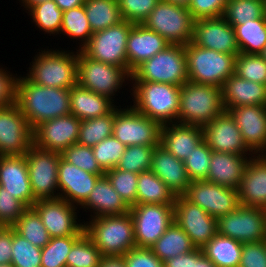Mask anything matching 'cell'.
Masks as SVG:
<instances>
[{
	"mask_svg": "<svg viewBox=\"0 0 266 267\" xmlns=\"http://www.w3.org/2000/svg\"><path fill=\"white\" fill-rule=\"evenodd\" d=\"M16 103L32 129L44 121L71 114L69 89L41 86L26 75L17 79Z\"/></svg>",
	"mask_w": 266,
	"mask_h": 267,
	"instance_id": "6da1fadb",
	"label": "cell"
},
{
	"mask_svg": "<svg viewBox=\"0 0 266 267\" xmlns=\"http://www.w3.org/2000/svg\"><path fill=\"white\" fill-rule=\"evenodd\" d=\"M132 107L161 125L177 123L181 86L158 82H131Z\"/></svg>",
	"mask_w": 266,
	"mask_h": 267,
	"instance_id": "7a4b0ae2",
	"label": "cell"
},
{
	"mask_svg": "<svg viewBox=\"0 0 266 267\" xmlns=\"http://www.w3.org/2000/svg\"><path fill=\"white\" fill-rule=\"evenodd\" d=\"M84 229L102 256H123L137 247L130 213L92 218L84 221Z\"/></svg>",
	"mask_w": 266,
	"mask_h": 267,
	"instance_id": "3957f363",
	"label": "cell"
},
{
	"mask_svg": "<svg viewBox=\"0 0 266 267\" xmlns=\"http://www.w3.org/2000/svg\"><path fill=\"white\" fill-rule=\"evenodd\" d=\"M71 51L41 50L34 56L29 70H26L29 71L27 77L45 87L70 89L77 85V51Z\"/></svg>",
	"mask_w": 266,
	"mask_h": 267,
	"instance_id": "277c9868",
	"label": "cell"
},
{
	"mask_svg": "<svg viewBox=\"0 0 266 267\" xmlns=\"http://www.w3.org/2000/svg\"><path fill=\"white\" fill-rule=\"evenodd\" d=\"M224 111L221 87L189 80L181 86L177 123L203 127Z\"/></svg>",
	"mask_w": 266,
	"mask_h": 267,
	"instance_id": "5b68a950",
	"label": "cell"
},
{
	"mask_svg": "<svg viewBox=\"0 0 266 267\" xmlns=\"http://www.w3.org/2000/svg\"><path fill=\"white\" fill-rule=\"evenodd\" d=\"M185 55L189 81L222 87L234 74V54L217 52L190 42L185 45Z\"/></svg>",
	"mask_w": 266,
	"mask_h": 267,
	"instance_id": "8992f818",
	"label": "cell"
},
{
	"mask_svg": "<svg viewBox=\"0 0 266 267\" xmlns=\"http://www.w3.org/2000/svg\"><path fill=\"white\" fill-rule=\"evenodd\" d=\"M189 80L185 45H168L139 65L131 75V82H158L182 86Z\"/></svg>",
	"mask_w": 266,
	"mask_h": 267,
	"instance_id": "52a82bcc",
	"label": "cell"
},
{
	"mask_svg": "<svg viewBox=\"0 0 266 267\" xmlns=\"http://www.w3.org/2000/svg\"><path fill=\"white\" fill-rule=\"evenodd\" d=\"M76 50L77 84L115 102L114 96L125 83H130L131 74L125 68L93 60L78 48Z\"/></svg>",
	"mask_w": 266,
	"mask_h": 267,
	"instance_id": "ba28073f",
	"label": "cell"
},
{
	"mask_svg": "<svg viewBox=\"0 0 266 267\" xmlns=\"http://www.w3.org/2000/svg\"><path fill=\"white\" fill-rule=\"evenodd\" d=\"M195 19L187 7L160 0L143 24L165 38L170 45L192 41Z\"/></svg>",
	"mask_w": 266,
	"mask_h": 267,
	"instance_id": "9c48e42d",
	"label": "cell"
},
{
	"mask_svg": "<svg viewBox=\"0 0 266 267\" xmlns=\"http://www.w3.org/2000/svg\"><path fill=\"white\" fill-rule=\"evenodd\" d=\"M161 126L158 121L142 115L131 105L123 109L120 105L114 108L112 135L126 147L159 145Z\"/></svg>",
	"mask_w": 266,
	"mask_h": 267,
	"instance_id": "30bf717a",
	"label": "cell"
},
{
	"mask_svg": "<svg viewBox=\"0 0 266 267\" xmlns=\"http://www.w3.org/2000/svg\"><path fill=\"white\" fill-rule=\"evenodd\" d=\"M133 25L123 20L107 29L94 32L81 51L93 60L125 68L128 71L126 44Z\"/></svg>",
	"mask_w": 266,
	"mask_h": 267,
	"instance_id": "8fae6325",
	"label": "cell"
},
{
	"mask_svg": "<svg viewBox=\"0 0 266 267\" xmlns=\"http://www.w3.org/2000/svg\"><path fill=\"white\" fill-rule=\"evenodd\" d=\"M217 233L241 243L266 240V209L239 206L217 219Z\"/></svg>",
	"mask_w": 266,
	"mask_h": 267,
	"instance_id": "7c38bea8",
	"label": "cell"
},
{
	"mask_svg": "<svg viewBox=\"0 0 266 267\" xmlns=\"http://www.w3.org/2000/svg\"><path fill=\"white\" fill-rule=\"evenodd\" d=\"M60 157L61 153L45 151L34 145L25 153L31 190L36 200L59 198Z\"/></svg>",
	"mask_w": 266,
	"mask_h": 267,
	"instance_id": "4fadbf2b",
	"label": "cell"
},
{
	"mask_svg": "<svg viewBox=\"0 0 266 267\" xmlns=\"http://www.w3.org/2000/svg\"><path fill=\"white\" fill-rule=\"evenodd\" d=\"M129 213L139 248H150L174 221V205L136 204L130 207Z\"/></svg>",
	"mask_w": 266,
	"mask_h": 267,
	"instance_id": "5bb4252c",
	"label": "cell"
},
{
	"mask_svg": "<svg viewBox=\"0 0 266 267\" xmlns=\"http://www.w3.org/2000/svg\"><path fill=\"white\" fill-rule=\"evenodd\" d=\"M32 207L51 238L81 236L85 232L84 222L77 217L79 207L62 198L37 200Z\"/></svg>",
	"mask_w": 266,
	"mask_h": 267,
	"instance_id": "9a60e30c",
	"label": "cell"
},
{
	"mask_svg": "<svg viewBox=\"0 0 266 267\" xmlns=\"http://www.w3.org/2000/svg\"><path fill=\"white\" fill-rule=\"evenodd\" d=\"M33 146V129L17 103L0 108V156H22Z\"/></svg>",
	"mask_w": 266,
	"mask_h": 267,
	"instance_id": "2e32d148",
	"label": "cell"
},
{
	"mask_svg": "<svg viewBox=\"0 0 266 267\" xmlns=\"http://www.w3.org/2000/svg\"><path fill=\"white\" fill-rule=\"evenodd\" d=\"M183 196L188 201L200 206L215 219L232 212L240 206L236 189L205 180L192 181Z\"/></svg>",
	"mask_w": 266,
	"mask_h": 267,
	"instance_id": "e0dca14e",
	"label": "cell"
},
{
	"mask_svg": "<svg viewBox=\"0 0 266 267\" xmlns=\"http://www.w3.org/2000/svg\"><path fill=\"white\" fill-rule=\"evenodd\" d=\"M174 221L196 248L201 249L217 234V219L184 196L175 198Z\"/></svg>",
	"mask_w": 266,
	"mask_h": 267,
	"instance_id": "ac0fdd59",
	"label": "cell"
},
{
	"mask_svg": "<svg viewBox=\"0 0 266 267\" xmlns=\"http://www.w3.org/2000/svg\"><path fill=\"white\" fill-rule=\"evenodd\" d=\"M81 120L69 114L42 122L33 129V145L45 151L62 153L78 142Z\"/></svg>",
	"mask_w": 266,
	"mask_h": 267,
	"instance_id": "d6986e66",
	"label": "cell"
},
{
	"mask_svg": "<svg viewBox=\"0 0 266 267\" xmlns=\"http://www.w3.org/2000/svg\"><path fill=\"white\" fill-rule=\"evenodd\" d=\"M202 128L204 141L212 151L254 156L246 146L240 129L228 111L216 116Z\"/></svg>",
	"mask_w": 266,
	"mask_h": 267,
	"instance_id": "ffe728a7",
	"label": "cell"
},
{
	"mask_svg": "<svg viewBox=\"0 0 266 267\" xmlns=\"http://www.w3.org/2000/svg\"><path fill=\"white\" fill-rule=\"evenodd\" d=\"M191 42L225 54L240 53L234 28L223 17L195 20Z\"/></svg>",
	"mask_w": 266,
	"mask_h": 267,
	"instance_id": "44dd1931",
	"label": "cell"
},
{
	"mask_svg": "<svg viewBox=\"0 0 266 267\" xmlns=\"http://www.w3.org/2000/svg\"><path fill=\"white\" fill-rule=\"evenodd\" d=\"M228 112L240 129L248 149L254 155H264L266 153V106H238L230 108Z\"/></svg>",
	"mask_w": 266,
	"mask_h": 267,
	"instance_id": "7402d4cb",
	"label": "cell"
},
{
	"mask_svg": "<svg viewBox=\"0 0 266 267\" xmlns=\"http://www.w3.org/2000/svg\"><path fill=\"white\" fill-rule=\"evenodd\" d=\"M60 157L58 166L59 198L80 207L89 197L96 181L100 178Z\"/></svg>",
	"mask_w": 266,
	"mask_h": 267,
	"instance_id": "603a6c76",
	"label": "cell"
},
{
	"mask_svg": "<svg viewBox=\"0 0 266 267\" xmlns=\"http://www.w3.org/2000/svg\"><path fill=\"white\" fill-rule=\"evenodd\" d=\"M0 186L27 207H32L37 201L31 190L25 155L0 156Z\"/></svg>",
	"mask_w": 266,
	"mask_h": 267,
	"instance_id": "cb8c5ba5",
	"label": "cell"
},
{
	"mask_svg": "<svg viewBox=\"0 0 266 267\" xmlns=\"http://www.w3.org/2000/svg\"><path fill=\"white\" fill-rule=\"evenodd\" d=\"M170 45L164 37L148 29L144 24H134L126 44L128 72H132L144 61L163 51Z\"/></svg>",
	"mask_w": 266,
	"mask_h": 267,
	"instance_id": "d4e9b609",
	"label": "cell"
},
{
	"mask_svg": "<svg viewBox=\"0 0 266 267\" xmlns=\"http://www.w3.org/2000/svg\"><path fill=\"white\" fill-rule=\"evenodd\" d=\"M150 170L167 185L175 197L183 196L192 182L184 161L177 159L160 144L153 151Z\"/></svg>",
	"mask_w": 266,
	"mask_h": 267,
	"instance_id": "484cf974",
	"label": "cell"
},
{
	"mask_svg": "<svg viewBox=\"0 0 266 267\" xmlns=\"http://www.w3.org/2000/svg\"><path fill=\"white\" fill-rule=\"evenodd\" d=\"M240 205L266 209V157L254 155L237 188Z\"/></svg>",
	"mask_w": 266,
	"mask_h": 267,
	"instance_id": "4316f807",
	"label": "cell"
},
{
	"mask_svg": "<svg viewBox=\"0 0 266 267\" xmlns=\"http://www.w3.org/2000/svg\"><path fill=\"white\" fill-rule=\"evenodd\" d=\"M204 140L203 128L196 125L168 123L161 126L160 145L184 161Z\"/></svg>",
	"mask_w": 266,
	"mask_h": 267,
	"instance_id": "83f0119b",
	"label": "cell"
},
{
	"mask_svg": "<svg viewBox=\"0 0 266 267\" xmlns=\"http://www.w3.org/2000/svg\"><path fill=\"white\" fill-rule=\"evenodd\" d=\"M250 159L247 155L212 151L205 181L237 190Z\"/></svg>",
	"mask_w": 266,
	"mask_h": 267,
	"instance_id": "f1b7e54d",
	"label": "cell"
},
{
	"mask_svg": "<svg viewBox=\"0 0 266 267\" xmlns=\"http://www.w3.org/2000/svg\"><path fill=\"white\" fill-rule=\"evenodd\" d=\"M79 208L90 211L89 219L100 216L124 215L130 211V207L114 190L105 175L96 181L88 199Z\"/></svg>",
	"mask_w": 266,
	"mask_h": 267,
	"instance_id": "f546056e",
	"label": "cell"
},
{
	"mask_svg": "<svg viewBox=\"0 0 266 267\" xmlns=\"http://www.w3.org/2000/svg\"><path fill=\"white\" fill-rule=\"evenodd\" d=\"M221 88L225 111L238 106H266V85L247 81L233 74Z\"/></svg>",
	"mask_w": 266,
	"mask_h": 267,
	"instance_id": "4dcf8cb0",
	"label": "cell"
},
{
	"mask_svg": "<svg viewBox=\"0 0 266 267\" xmlns=\"http://www.w3.org/2000/svg\"><path fill=\"white\" fill-rule=\"evenodd\" d=\"M69 94L71 114L81 121L105 116L116 107L111 99L78 84L69 89Z\"/></svg>",
	"mask_w": 266,
	"mask_h": 267,
	"instance_id": "1f68e13d",
	"label": "cell"
},
{
	"mask_svg": "<svg viewBox=\"0 0 266 267\" xmlns=\"http://www.w3.org/2000/svg\"><path fill=\"white\" fill-rule=\"evenodd\" d=\"M150 249L161 261L164 262L177 255L191 252L195 250L196 247L183 229L173 221Z\"/></svg>",
	"mask_w": 266,
	"mask_h": 267,
	"instance_id": "d6a6232c",
	"label": "cell"
},
{
	"mask_svg": "<svg viewBox=\"0 0 266 267\" xmlns=\"http://www.w3.org/2000/svg\"><path fill=\"white\" fill-rule=\"evenodd\" d=\"M242 247L243 243L217 233L201 249L217 267H239Z\"/></svg>",
	"mask_w": 266,
	"mask_h": 267,
	"instance_id": "836d02e7",
	"label": "cell"
},
{
	"mask_svg": "<svg viewBox=\"0 0 266 267\" xmlns=\"http://www.w3.org/2000/svg\"><path fill=\"white\" fill-rule=\"evenodd\" d=\"M174 194L151 170L138 175L136 204L174 205Z\"/></svg>",
	"mask_w": 266,
	"mask_h": 267,
	"instance_id": "e575fe53",
	"label": "cell"
},
{
	"mask_svg": "<svg viewBox=\"0 0 266 267\" xmlns=\"http://www.w3.org/2000/svg\"><path fill=\"white\" fill-rule=\"evenodd\" d=\"M84 9L93 33L123 21L118 0H85Z\"/></svg>",
	"mask_w": 266,
	"mask_h": 267,
	"instance_id": "d590c367",
	"label": "cell"
},
{
	"mask_svg": "<svg viewBox=\"0 0 266 267\" xmlns=\"http://www.w3.org/2000/svg\"><path fill=\"white\" fill-rule=\"evenodd\" d=\"M232 27L240 53L260 54L262 52L266 46V15Z\"/></svg>",
	"mask_w": 266,
	"mask_h": 267,
	"instance_id": "8d00e7d4",
	"label": "cell"
},
{
	"mask_svg": "<svg viewBox=\"0 0 266 267\" xmlns=\"http://www.w3.org/2000/svg\"><path fill=\"white\" fill-rule=\"evenodd\" d=\"M60 34L76 39L81 50L91 39L93 34L84 5L63 11Z\"/></svg>",
	"mask_w": 266,
	"mask_h": 267,
	"instance_id": "74e56055",
	"label": "cell"
},
{
	"mask_svg": "<svg viewBox=\"0 0 266 267\" xmlns=\"http://www.w3.org/2000/svg\"><path fill=\"white\" fill-rule=\"evenodd\" d=\"M12 227L19 235L39 248L45 247L51 238L33 207H28Z\"/></svg>",
	"mask_w": 266,
	"mask_h": 267,
	"instance_id": "f35d334b",
	"label": "cell"
},
{
	"mask_svg": "<svg viewBox=\"0 0 266 267\" xmlns=\"http://www.w3.org/2000/svg\"><path fill=\"white\" fill-rule=\"evenodd\" d=\"M114 109L105 116L82 120L78 144L93 147L113 134Z\"/></svg>",
	"mask_w": 266,
	"mask_h": 267,
	"instance_id": "ab89813d",
	"label": "cell"
},
{
	"mask_svg": "<svg viewBox=\"0 0 266 267\" xmlns=\"http://www.w3.org/2000/svg\"><path fill=\"white\" fill-rule=\"evenodd\" d=\"M264 15V0H229L222 17L230 25L237 26Z\"/></svg>",
	"mask_w": 266,
	"mask_h": 267,
	"instance_id": "60d3db41",
	"label": "cell"
},
{
	"mask_svg": "<svg viewBox=\"0 0 266 267\" xmlns=\"http://www.w3.org/2000/svg\"><path fill=\"white\" fill-rule=\"evenodd\" d=\"M35 26L45 34L57 35L60 33L63 11L54 0H49L33 6L28 12Z\"/></svg>",
	"mask_w": 266,
	"mask_h": 267,
	"instance_id": "b9f144b4",
	"label": "cell"
},
{
	"mask_svg": "<svg viewBox=\"0 0 266 267\" xmlns=\"http://www.w3.org/2000/svg\"><path fill=\"white\" fill-rule=\"evenodd\" d=\"M102 254L84 232L73 244L66 267H99Z\"/></svg>",
	"mask_w": 266,
	"mask_h": 267,
	"instance_id": "7bdbcfd3",
	"label": "cell"
},
{
	"mask_svg": "<svg viewBox=\"0 0 266 267\" xmlns=\"http://www.w3.org/2000/svg\"><path fill=\"white\" fill-rule=\"evenodd\" d=\"M80 236L50 238L41 249V267H66L67 256Z\"/></svg>",
	"mask_w": 266,
	"mask_h": 267,
	"instance_id": "ee69618b",
	"label": "cell"
},
{
	"mask_svg": "<svg viewBox=\"0 0 266 267\" xmlns=\"http://www.w3.org/2000/svg\"><path fill=\"white\" fill-rule=\"evenodd\" d=\"M234 74L247 81L266 85V61L260 54L239 53L235 58Z\"/></svg>",
	"mask_w": 266,
	"mask_h": 267,
	"instance_id": "f6af8a7d",
	"label": "cell"
},
{
	"mask_svg": "<svg viewBox=\"0 0 266 267\" xmlns=\"http://www.w3.org/2000/svg\"><path fill=\"white\" fill-rule=\"evenodd\" d=\"M155 146L134 145L126 147L116 168L133 173L150 170Z\"/></svg>",
	"mask_w": 266,
	"mask_h": 267,
	"instance_id": "bcb514c9",
	"label": "cell"
},
{
	"mask_svg": "<svg viewBox=\"0 0 266 267\" xmlns=\"http://www.w3.org/2000/svg\"><path fill=\"white\" fill-rule=\"evenodd\" d=\"M104 175L108 178L114 190L121 196L129 207L136 205L139 174L117 169L115 167L105 171Z\"/></svg>",
	"mask_w": 266,
	"mask_h": 267,
	"instance_id": "7dc6e473",
	"label": "cell"
},
{
	"mask_svg": "<svg viewBox=\"0 0 266 267\" xmlns=\"http://www.w3.org/2000/svg\"><path fill=\"white\" fill-rule=\"evenodd\" d=\"M41 249L31 244L13 228L11 264L14 267H41Z\"/></svg>",
	"mask_w": 266,
	"mask_h": 267,
	"instance_id": "c3c4849f",
	"label": "cell"
},
{
	"mask_svg": "<svg viewBox=\"0 0 266 267\" xmlns=\"http://www.w3.org/2000/svg\"><path fill=\"white\" fill-rule=\"evenodd\" d=\"M125 148L126 145L112 135L93 146L92 151L98 165L105 172L117 166Z\"/></svg>",
	"mask_w": 266,
	"mask_h": 267,
	"instance_id": "681fc988",
	"label": "cell"
},
{
	"mask_svg": "<svg viewBox=\"0 0 266 267\" xmlns=\"http://www.w3.org/2000/svg\"><path fill=\"white\" fill-rule=\"evenodd\" d=\"M211 154L212 149L203 140L184 160V166L191 181L207 179Z\"/></svg>",
	"mask_w": 266,
	"mask_h": 267,
	"instance_id": "f907efd6",
	"label": "cell"
},
{
	"mask_svg": "<svg viewBox=\"0 0 266 267\" xmlns=\"http://www.w3.org/2000/svg\"><path fill=\"white\" fill-rule=\"evenodd\" d=\"M61 157L84 171L100 175L101 177L105 174L95 159L92 147L76 143L64 150L61 153Z\"/></svg>",
	"mask_w": 266,
	"mask_h": 267,
	"instance_id": "816d5d0a",
	"label": "cell"
},
{
	"mask_svg": "<svg viewBox=\"0 0 266 267\" xmlns=\"http://www.w3.org/2000/svg\"><path fill=\"white\" fill-rule=\"evenodd\" d=\"M160 0H118L123 20L143 24Z\"/></svg>",
	"mask_w": 266,
	"mask_h": 267,
	"instance_id": "f5cc1de1",
	"label": "cell"
},
{
	"mask_svg": "<svg viewBox=\"0 0 266 267\" xmlns=\"http://www.w3.org/2000/svg\"><path fill=\"white\" fill-rule=\"evenodd\" d=\"M28 207L0 186V226H12Z\"/></svg>",
	"mask_w": 266,
	"mask_h": 267,
	"instance_id": "db71d44e",
	"label": "cell"
},
{
	"mask_svg": "<svg viewBox=\"0 0 266 267\" xmlns=\"http://www.w3.org/2000/svg\"><path fill=\"white\" fill-rule=\"evenodd\" d=\"M229 0H191L187 7L195 20L222 17Z\"/></svg>",
	"mask_w": 266,
	"mask_h": 267,
	"instance_id": "11a10c76",
	"label": "cell"
},
{
	"mask_svg": "<svg viewBox=\"0 0 266 267\" xmlns=\"http://www.w3.org/2000/svg\"><path fill=\"white\" fill-rule=\"evenodd\" d=\"M239 267H266V240L243 243Z\"/></svg>",
	"mask_w": 266,
	"mask_h": 267,
	"instance_id": "9f6ffc18",
	"label": "cell"
},
{
	"mask_svg": "<svg viewBox=\"0 0 266 267\" xmlns=\"http://www.w3.org/2000/svg\"><path fill=\"white\" fill-rule=\"evenodd\" d=\"M123 256L126 267H164L163 261L150 248L135 247Z\"/></svg>",
	"mask_w": 266,
	"mask_h": 267,
	"instance_id": "6f0895ef",
	"label": "cell"
},
{
	"mask_svg": "<svg viewBox=\"0 0 266 267\" xmlns=\"http://www.w3.org/2000/svg\"><path fill=\"white\" fill-rule=\"evenodd\" d=\"M17 79V74L0 67V108L16 103Z\"/></svg>",
	"mask_w": 266,
	"mask_h": 267,
	"instance_id": "680465c9",
	"label": "cell"
},
{
	"mask_svg": "<svg viewBox=\"0 0 266 267\" xmlns=\"http://www.w3.org/2000/svg\"><path fill=\"white\" fill-rule=\"evenodd\" d=\"M13 227L0 226V265L11 264Z\"/></svg>",
	"mask_w": 266,
	"mask_h": 267,
	"instance_id": "91938a15",
	"label": "cell"
},
{
	"mask_svg": "<svg viewBox=\"0 0 266 267\" xmlns=\"http://www.w3.org/2000/svg\"><path fill=\"white\" fill-rule=\"evenodd\" d=\"M164 267H192V251L163 262Z\"/></svg>",
	"mask_w": 266,
	"mask_h": 267,
	"instance_id": "94428289",
	"label": "cell"
},
{
	"mask_svg": "<svg viewBox=\"0 0 266 267\" xmlns=\"http://www.w3.org/2000/svg\"><path fill=\"white\" fill-rule=\"evenodd\" d=\"M192 267H217L209 258H207L202 249L196 248L192 251Z\"/></svg>",
	"mask_w": 266,
	"mask_h": 267,
	"instance_id": "6125c7cd",
	"label": "cell"
},
{
	"mask_svg": "<svg viewBox=\"0 0 266 267\" xmlns=\"http://www.w3.org/2000/svg\"><path fill=\"white\" fill-rule=\"evenodd\" d=\"M99 267H126L124 256H102Z\"/></svg>",
	"mask_w": 266,
	"mask_h": 267,
	"instance_id": "be15d7a7",
	"label": "cell"
},
{
	"mask_svg": "<svg viewBox=\"0 0 266 267\" xmlns=\"http://www.w3.org/2000/svg\"><path fill=\"white\" fill-rule=\"evenodd\" d=\"M61 11H66L84 5L85 0H54Z\"/></svg>",
	"mask_w": 266,
	"mask_h": 267,
	"instance_id": "e7e4bbea",
	"label": "cell"
},
{
	"mask_svg": "<svg viewBox=\"0 0 266 267\" xmlns=\"http://www.w3.org/2000/svg\"><path fill=\"white\" fill-rule=\"evenodd\" d=\"M21 1V6H23L27 11H29L33 6L49 1V0H19Z\"/></svg>",
	"mask_w": 266,
	"mask_h": 267,
	"instance_id": "03108f58",
	"label": "cell"
},
{
	"mask_svg": "<svg viewBox=\"0 0 266 267\" xmlns=\"http://www.w3.org/2000/svg\"><path fill=\"white\" fill-rule=\"evenodd\" d=\"M162 1L173 3V4H177V5H181V6H184V7H188L190 2H191V0H162Z\"/></svg>",
	"mask_w": 266,
	"mask_h": 267,
	"instance_id": "003e7915",
	"label": "cell"
},
{
	"mask_svg": "<svg viewBox=\"0 0 266 267\" xmlns=\"http://www.w3.org/2000/svg\"><path fill=\"white\" fill-rule=\"evenodd\" d=\"M261 57L266 61V46L263 48L262 52L260 53Z\"/></svg>",
	"mask_w": 266,
	"mask_h": 267,
	"instance_id": "a7ac6f4b",
	"label": "cell"
},
{
	"mask_svg": "<svg viewBox=\"0 0 266 267\" xmlns=\"http://www.w3.org/2000/svg\"><path fill=\"white\" fill-rule=\"evenodd\" d=\"M0 267H14L12 264H2Z\"/></svg>",
	"mask_w": 266,
	"mask_h": 267,
	"instance_id": "89a4df30",
	"label": "cell"
},
{
	"mask_svg": "<svg viewBox=\"0 0 266 267\" xmlns=\"http://www.w3.org/2000/svg\"><path fill=\"white\" fill-rule=\"evenodd\" d=\"M264 11H265V15H266V0H264Z\"/></svg>",
	"mask_w": 266,
	"mask_h": 267,
	"instance_id": "2644e50d",
	"label": "cell"
}]
</instances>
